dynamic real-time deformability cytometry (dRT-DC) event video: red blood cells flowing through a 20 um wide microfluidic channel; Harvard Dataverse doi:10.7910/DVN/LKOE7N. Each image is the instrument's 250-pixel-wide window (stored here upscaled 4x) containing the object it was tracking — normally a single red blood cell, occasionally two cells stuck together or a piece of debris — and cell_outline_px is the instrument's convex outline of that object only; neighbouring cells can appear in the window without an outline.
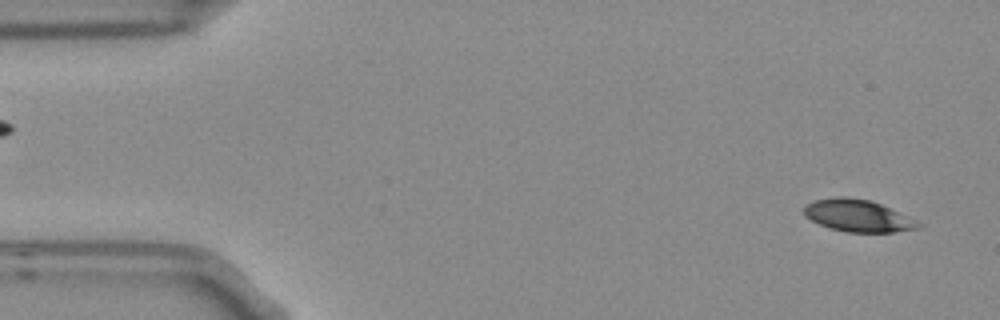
{"species": "Egyptian fruit bat (a non-hibernating species)", "species_latin": "Rousettus aegyptiacus", "temperature_condition": "room temperature", "stored_images_in_passage": 4, "segment_of_instrument_passage": [2, 2], "camera_frame_rate_fps": 3000, "um_per_image_px": 0.085, "frame": {"image": 1, "passage_image": 4, "time_ms": 1.0, "image_size_px": [1000, 320], "cell_outline_px": [[920, 224], [916, 228], [892, 232], [848, 232], [828, 228], [804, 216], [804, 204], [816, 200], [836, 196], [848, 196], [872, 200], [916, 220]], "centroid_in_image_um": [72.86, 18.31], "position_along_channel_um": 12.1, "area_um2": 21.27}}